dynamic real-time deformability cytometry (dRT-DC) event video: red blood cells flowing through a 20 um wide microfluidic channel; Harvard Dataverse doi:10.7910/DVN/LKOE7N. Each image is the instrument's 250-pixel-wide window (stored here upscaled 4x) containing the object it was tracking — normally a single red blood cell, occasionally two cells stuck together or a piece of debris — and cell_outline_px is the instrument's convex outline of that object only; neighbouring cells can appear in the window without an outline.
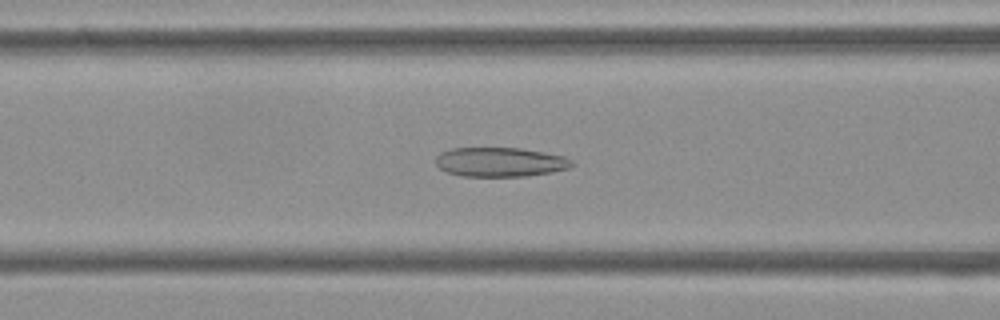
{"species": "Egyptian fruit bat (a non-hibernating species)", "species_latin": "Rousettus aegyptiacus", "temperature_condition": "cold", "stored_images_in_passage": 53, "camera_frame_rate_fps": 3000, "um_per_image_px": 0.085, "frame": {"image": 1, "passage_image": 21, "time_ms": 6.667, "image_size_px": [1000, 320], "cell_outline_px": [[576, 164], [568, 168], [552, 172], [528, 176], [460, 176], [444, 172], [436, 164], [436, 156], [440, 152], [452, 148], [520, 148], [564, 156], [572, 160]], "centroid_in_image_um": [42.5, 13.78], "position_along_channel_um": 124.1, "area_um2": 23.41}}
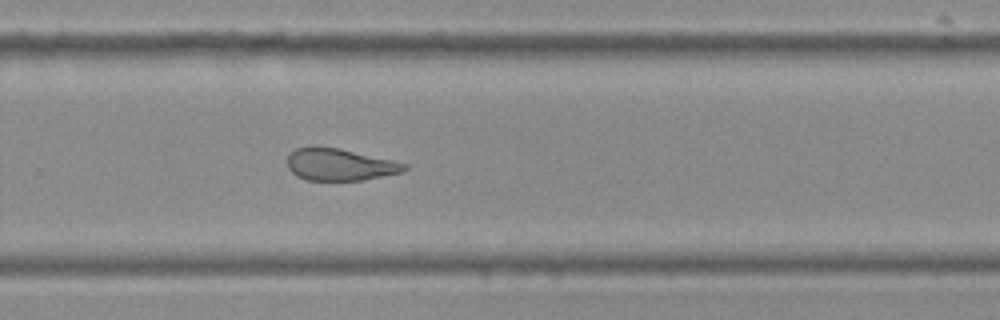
{"frame": {"image": 2, "passage_image": 35, "time_ms": 11.333, "image_size_px": [1000, 320], "cell_outline_px": [[408, 168], [400, 172], [364, 180], [308, 180], [296, 176], [288, 168], [288, 156], [296, 148], [312, 144], [316, 144], [340, 148], [392, 160], [408, 164]], "centroid_in_image_um": [28.84, 13.96], "position_along_channel_um": 301.0, "area_um2": 22.08}}
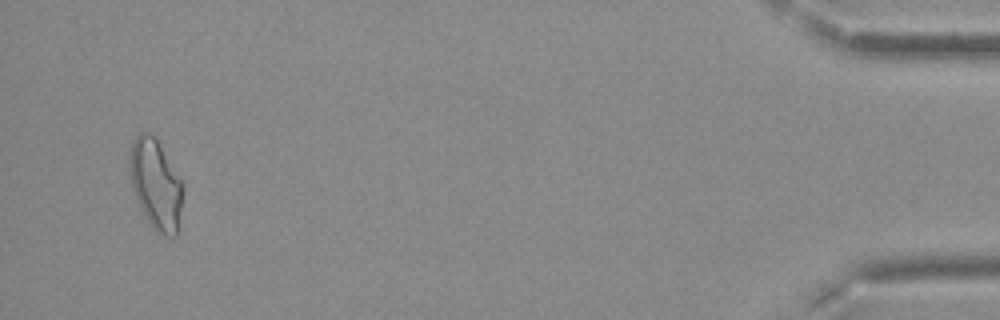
{"frame": {"image": 3, "passage_image": 51, "time_ms": 16.667, "image_size_px": [1000, 320], "cell_outline_px": [[184, 188], [176, 236], [164, 236], [156, 232], [152, 228], [144, 216], [136, 200], [132, 188], [128, 164], [128, 156], [132, 140], [140, 132], [144, 132], [152, 136], [156, 140], [180, 180]], "centroid_in_image_um": [13.19, 15.71], "position_along_channel_um": 422.0, "area_um2": 27.69}, "authors_computed_cell_mechanics": {"area_um2": 24.276, "velocity_mm_per_s": 3.7897, "shape_relaxation_time_tau1_ms": null, "shape_relaxation_time_tau2_ms": 3.7515, "deformation_change_tau1": null, "deformation_change_tau2": 0.1319}}